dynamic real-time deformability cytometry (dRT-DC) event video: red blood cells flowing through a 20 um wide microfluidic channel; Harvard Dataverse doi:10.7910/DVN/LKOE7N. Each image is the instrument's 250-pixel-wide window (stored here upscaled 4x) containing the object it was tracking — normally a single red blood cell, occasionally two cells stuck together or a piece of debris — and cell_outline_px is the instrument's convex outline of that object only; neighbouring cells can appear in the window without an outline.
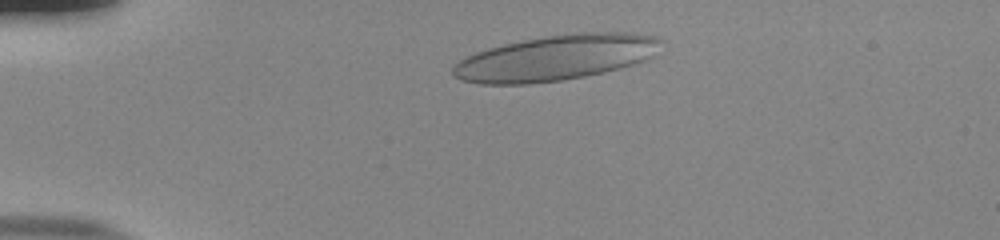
{"species": "human", "species_latin": "Homo sapiens", "temperature_condition": "room temperature", "stored_images_in_passage": 47, "camera_frame_rate_fps": 3000, "um_per_image_px": 0.085, "donor": {"sex": "male"}, "frame": {"image": 1, "passage_image": 6, "time_ms": 1.667, "image_size_px": [1000, 240], "cell_outline_px": [[664, 40], [652, 56], [648, 60], [620, 68], [604, 72], [564, 80], [528, 84], [480, 84], [460, 80], [452, 76], [452, 68], [460, 60], [476, 52], [488, 48], [520, 40], [544, 36], [580, 32], [628, 32], [656, 36]], "centroid_in_image_um": [47.26, 4.91], "position_along_channel_um": 37.7, "area_um2": 55.37}}
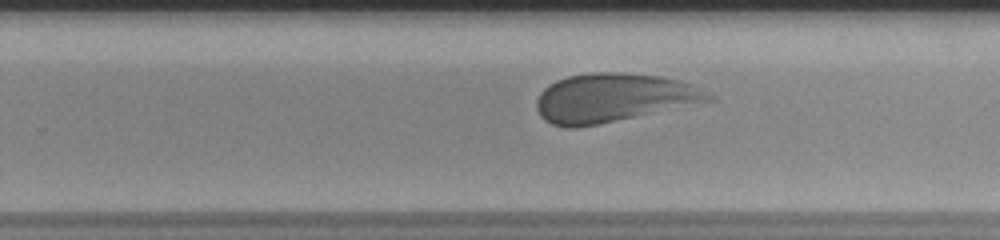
{"frame": {"image": 2, "passage_image": 29, "time_ms": 9.333, "image_size_px": [1000, 240], "cell_outline_px": [[716, 100], [600, 124], [576, 128], [568, 128], [552, 124], [544, 120], [540, 116], [536, 108], [536, 100], [540, 92], [544, 88], [556, 80], [568, 76], [592, 72], [616, 72], [660, 76], [680, 80], [692, 84], [716, 96]], "centroid_in_image_um": [52.14, 8.32], "position_along_channel_um": 277.7, "area_um2": 49.13}}
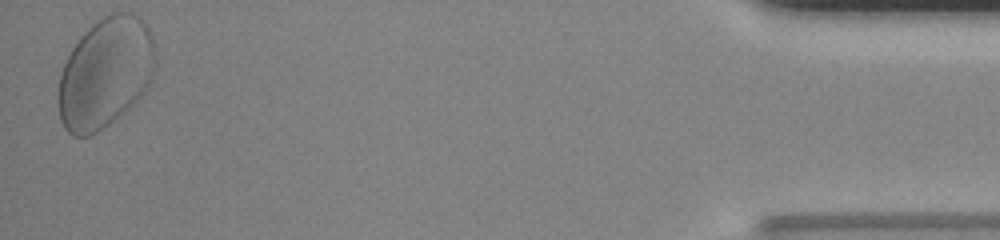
{"frame": {"image": 3, "passage_image": 47, "time_ms": 15.333, "image_size_px": [1000, 240], "cell_outline_px": [[156, 72], [148, 88], [128, 108], [104, 128], [92, 136], [72, 136], [64, 128], [60, 120], [60, 76], [64, 64], [72, 48], [84, 32], [96, 20], [112, 12], [132, 12], [140, 16], [144, 20], [152, 36], [156, 52]], "centroid_in_image_um": [9.01, 6.17], "position_along_channel_um": 426.2, "area_um2": 62.77}}